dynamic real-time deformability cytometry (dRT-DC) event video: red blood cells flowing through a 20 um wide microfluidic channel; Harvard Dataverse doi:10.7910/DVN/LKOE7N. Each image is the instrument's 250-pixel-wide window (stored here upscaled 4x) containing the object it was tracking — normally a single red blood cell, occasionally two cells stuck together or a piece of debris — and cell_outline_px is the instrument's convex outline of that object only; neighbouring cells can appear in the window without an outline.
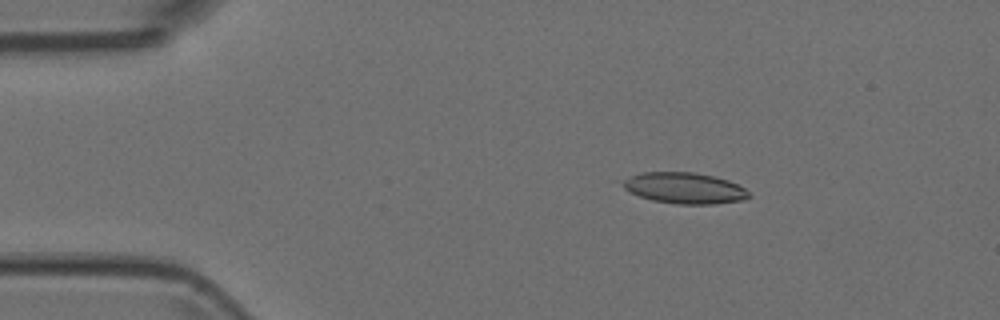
{"species": "Egyptian fruit bat (a non-hibernating species)", "species_latin": "Rousettus aegyptiacus", "temperature_condition": "room temperature", "stored_images_in_passage": 5, "camera_frame_rate_fps": 3000, "um_per_image_px": 0.085, "animal": {"sex": "female"}, "frame": {"image": 1, "passage_image": 3, "time_ms": 0.667, "image_size_px": [1000, 320], "cell_outline_px": [[752, 196], [744, 200], [712, 204], [676, 204], [652, 200], [640, 196], [624, 188], [624, 180], [632, 176], [644, 172], [692, 172], [712, 176], [728, 180], [744, 188]], "centroid_in_image_um": [58.23, 15.99], "position_along_channel_um": 26.8, "area_um2": 22.48}}
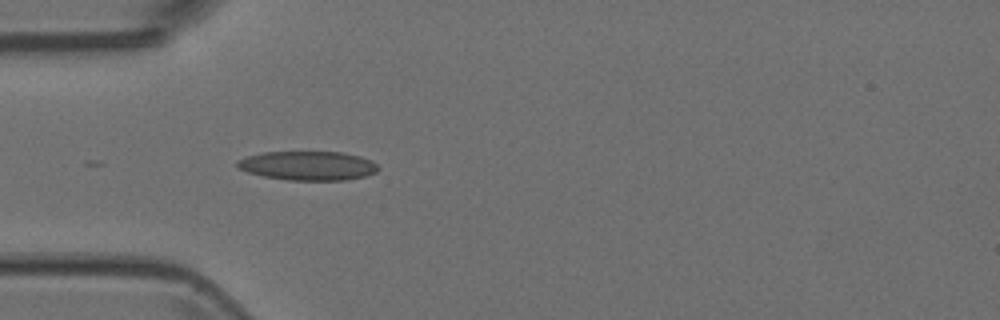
{"frame": {"image": 2, "passage_image": 5, "time_ms": 1.333, "image_size_px": [1000, 320], "cell_outline_px": [[380, 168], [376, 172], [364, 176], [348, 180], [288, 180], [264, 176], [248, 172], [240, 168], [236, 164], [236, 160], [248, 156], [264, 152], [344, 152], [360, 156], [372, 160]], "centroid_in_image_um": [26.21, 14.08], "position_along_channel_um": 58.8, "area_um2": 23.87}}